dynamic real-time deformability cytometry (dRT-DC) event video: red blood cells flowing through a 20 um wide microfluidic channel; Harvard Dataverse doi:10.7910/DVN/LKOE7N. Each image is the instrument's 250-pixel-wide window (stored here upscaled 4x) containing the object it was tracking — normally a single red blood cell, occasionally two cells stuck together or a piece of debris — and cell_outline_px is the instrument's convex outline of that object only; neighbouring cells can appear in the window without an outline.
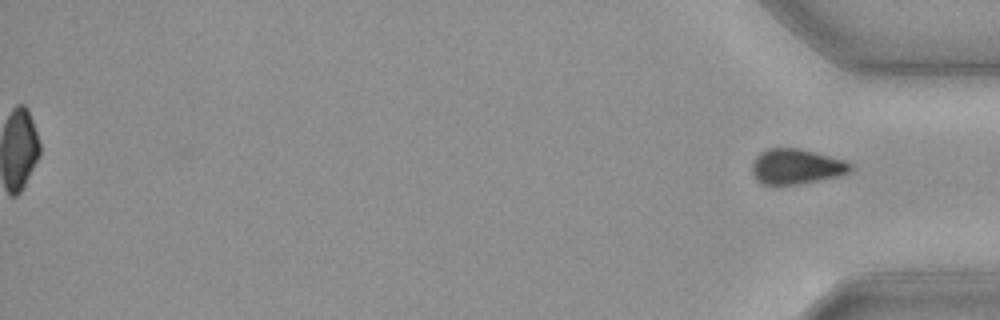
{"species": "common noctule bat (a hibernating species)", "species_latin": "Nyctalus noctula", "temperature_condition": "cold", "stored_images_in_passage": 57, "segment_of_instrument_passage": [2, 2], "camera_frame_rate_fps": 3000, "um_per_image_px": 0.085, "animal": {"sex": "female", "body_mass_g": 19.3, "forearm_length_mm": 54.1}, "frame": {"image": 1, "passage_image": 57, "time_ms": 18.667, "image_size_px": [1000, 320], "cell_outline_px": [[852, 168], [848, 172], [840, 176], [776, 188], [764, 184], [756, 180], [752, 172], [752, 164], [756, 156], [760, 152], [768, 148], [800, 148], [844, 160], [852, 164]], "centroid_in_image_um": [67.64, 14.18], "position_along_channel_um": 367.6, "area_um2": 20.58}}